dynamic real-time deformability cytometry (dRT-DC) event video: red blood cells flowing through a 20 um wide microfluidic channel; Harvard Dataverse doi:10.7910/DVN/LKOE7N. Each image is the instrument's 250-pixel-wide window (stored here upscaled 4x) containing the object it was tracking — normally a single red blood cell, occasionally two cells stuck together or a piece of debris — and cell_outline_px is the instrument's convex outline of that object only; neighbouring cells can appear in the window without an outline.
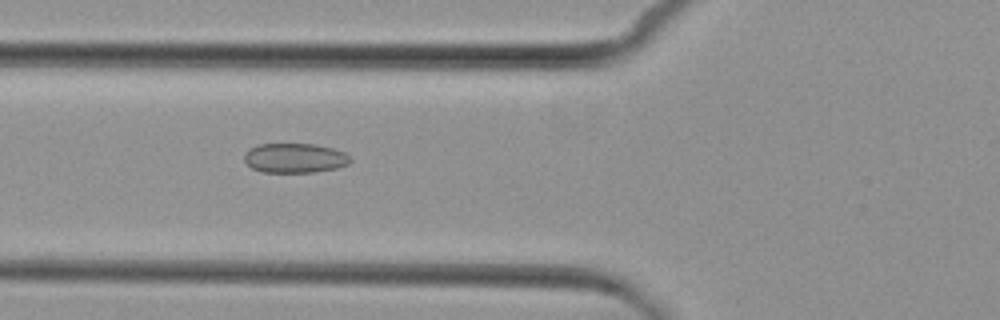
{"species": "common noctule bat (a hibernating species)", "species_latin": "Nyctalus noctula", "temperature_condition": "cold", "stored_images_in_passage": 7, "camera_frame_rate_fps": 3000, "um_per_image_px": 0.085, "animal": {"sex": "female", "body_mass_g": 29.2, "forearm_length_mm": 56.3}, "frame": {"image": 1, "passage_image": 3, "time_ms": 2.333, "image_size_px": [1000, 320], "cell_outline_px": [[352, 160], [348, 164], [336, 168], [312, 172], [260, 172], [252, 168], [244, 160], [244, 156], [248, 148], [260, 144], [316, 144], [332, 148], [344, 152]], "centroid_in_image_um": [25.04, 13.43], "position_along_channel_um": 100.8, "area_um2": 18.26}}
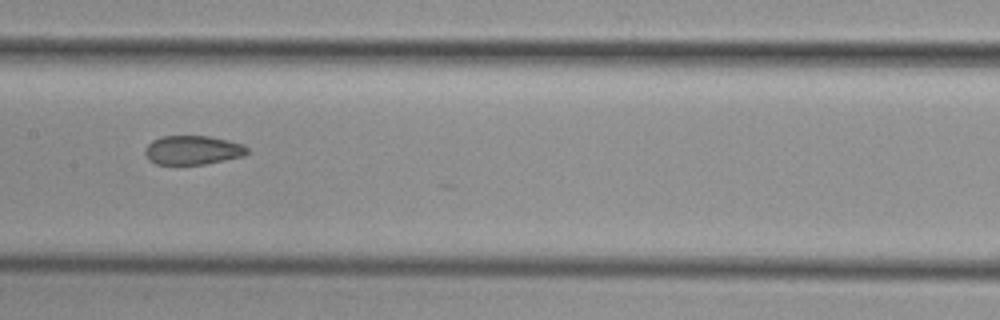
{"frame": {"image": 2, "passage_image": 5, "time_ms": 4.667, "image_size_px": [1000, 320], "cell_outline_px": [[248, 152], [244, 156], [204, 164], [156, 164], [148, 160], [144, 152], [144, 148], [152, 140], [160, 136], [208, 136], [228, 140], [244, 144], [248, 148]], "centroid_in_image_um": [16.36, 12.75], "position_along_channel_um": 191.0, "area_um2": 17.4}}
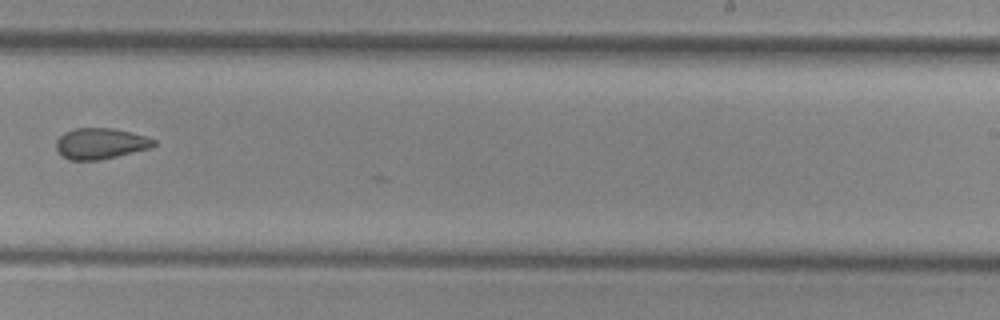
{"frame": {"image": 3, "passage_image": 7, "time_ms": 7.0, "image_size_px": [1000, 320], "cell_outline_px": [[156, 144], [152, 148], [100, 160], [68, 160], [56, 148], [56, 140], [64, 132], [76, 128], [112, 128], [144, 136], [156, 140]], "centroid_in_image_um": [8.55, 12.21], "position_along_channel_um": 280.5, "area_um2": 17.51}}